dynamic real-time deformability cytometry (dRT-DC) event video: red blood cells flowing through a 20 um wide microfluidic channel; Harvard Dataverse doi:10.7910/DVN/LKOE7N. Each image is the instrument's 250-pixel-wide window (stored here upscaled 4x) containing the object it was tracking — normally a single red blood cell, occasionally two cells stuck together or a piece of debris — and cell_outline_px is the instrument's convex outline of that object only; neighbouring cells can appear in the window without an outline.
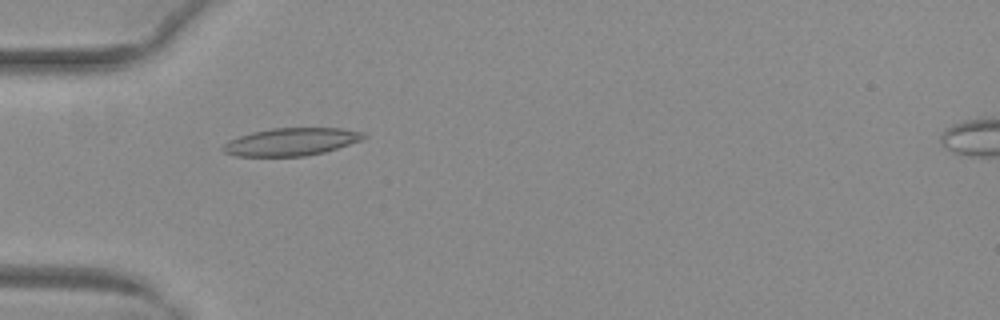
{"species": "common noctule bat (a hibernating species)", "species_latin": "Nyctalus noctula", "temperature_condition": "warm", "stored_images_in_passage": 53, "camera_frame_rate_fps": 3000, "um_per_image_px": 0.085, "animal": {"sex": "female", "body_mass_g": 29.2, "forearm_length_mm": 56.3}, "frame": {"image": 1, "passage_image": 18, "time_ms": 5.667, "image_size_px": [1000, 320], "cell_outline_px": [[368, 136], [360, 140], [324, 152], [304, 156], [236, 156], [224, 152], [220, 148], [228, 140], [252, 132], [272, 128], [340, 128], [364, 132]], "centroid_in_image_um": [24.72, 12.05], "position_along_channel_um": 60.3, "area_um2": 22.54}}
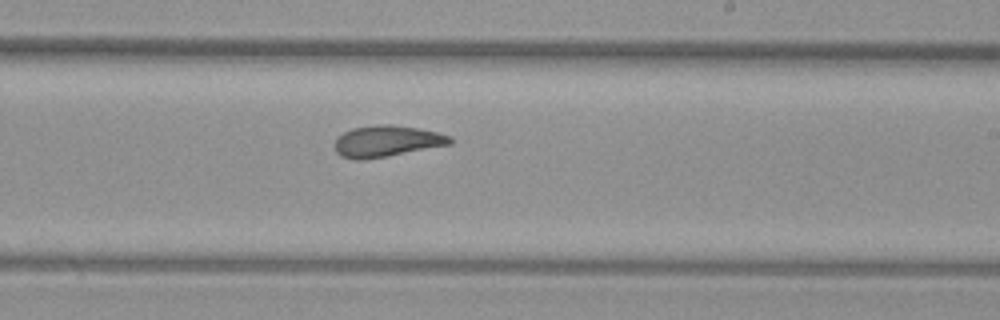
{"frame": {"image": 2, "passage_image": 33, "time_ms": 10.667, "image_size_px": [1000, 320], "cell_outline_px": [[452, 144], [364, 160], [356, 160], [340, 156], [336, 152], [332, 144], [336, 136], [352, 128], [376, 124], [392, 124], [420, 128], [452, 136]], "centroid_in_image_um": [32.82, 11.99], "position_along_channel_um": 256.2, "area_um2": 21.39}}
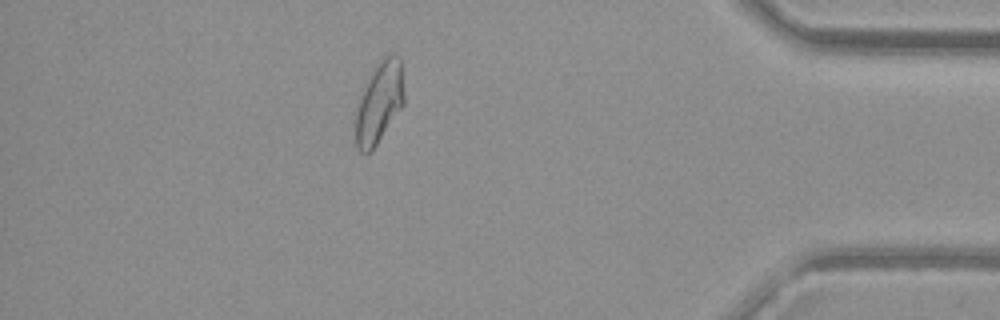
{"frame": {"image": 3, "passage_image": 47, "time_ms": 15.333, "image_size_px": [1000, 320], "cell_outline_px": [[404, 104], [372, 152], [360, 152], [356, 148], [356, 108], [364, 84], [372, 68], [384, 56], [400, 56], [404, 96]], "centroid_in_image_um": [32.22, 8.73], "position_along_channel_um": 403.0, "area_um2": 23.12}, "authors_computed_cell_mechanics": {"area_um2": 22.1952, "velocity_mm_per_s": 4.0119, "shape_relaxation_time_tau1_ms": 6.662, "shape_relaxation_time_tau2_ms": 2.496, "deformation_change_tau1": 0.2069, "deformation_change_tau2": 0.0973}}